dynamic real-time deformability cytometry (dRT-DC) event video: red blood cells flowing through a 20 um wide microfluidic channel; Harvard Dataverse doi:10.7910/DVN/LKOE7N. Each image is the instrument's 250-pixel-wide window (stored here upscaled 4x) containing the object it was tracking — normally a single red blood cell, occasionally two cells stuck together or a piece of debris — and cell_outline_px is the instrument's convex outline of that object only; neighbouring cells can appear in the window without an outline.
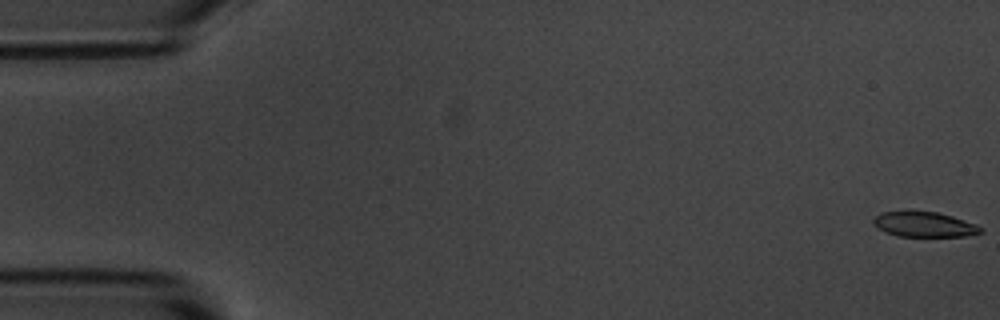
{"species": "common noctule bat (a hibernating species)", "species_latin": "Nyctalus noctula", "temperature_condition": "room temperature", "stored_images_in_passage": 6, "camera_frame_rate_fps": 3000, "um_per_image_px": 0.085, "animal": {"sex": "male", "body_mass_g": 20.1, "forearm_length_mm": 53.5}, "frame": {"image": 1, "passage_image": 1, "time_ms": 0.0, "image_size_px": [1000, 320], "cell_outline_px": [[984, 232], [964, 236], [896, 236], [872, 224], [872, 220], [880, 212], [912, 208], [936, 212], [952, 216], [976, 224]], "centroid_in_image_um": [78.5, 19.02], "position_along_channel_um": 6.5, "area_um2": 16.13}}
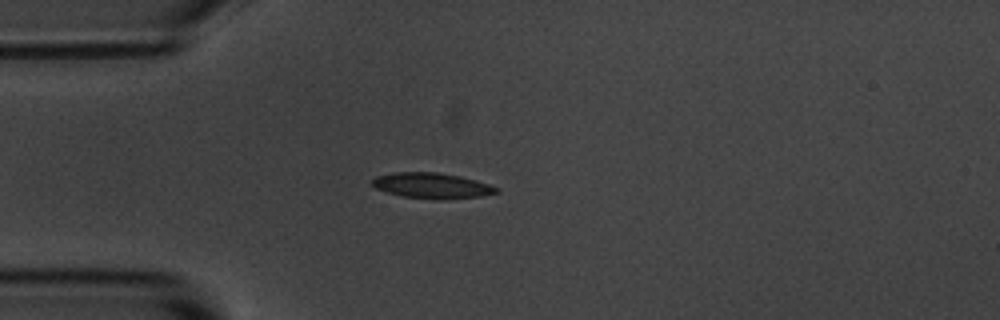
{"frame": {"image": 2, "passage_image": 5, "time_ms": 4.667, "image_size_px": [1000, 320], "cell_outline_px": [[500, 192], [480, 196], [440, 200], [436, 200], [404, 196], [388, 192], [376, 188], [372, 184], [372, 180], [376, 176], [392, 172], [436, 172], [460, 176], [476, 180], [500, 188]], "centroid_in_image_um": [36.73, 15.77], "position_along_channel_um": 48.3, "area_um2": 18.5}}